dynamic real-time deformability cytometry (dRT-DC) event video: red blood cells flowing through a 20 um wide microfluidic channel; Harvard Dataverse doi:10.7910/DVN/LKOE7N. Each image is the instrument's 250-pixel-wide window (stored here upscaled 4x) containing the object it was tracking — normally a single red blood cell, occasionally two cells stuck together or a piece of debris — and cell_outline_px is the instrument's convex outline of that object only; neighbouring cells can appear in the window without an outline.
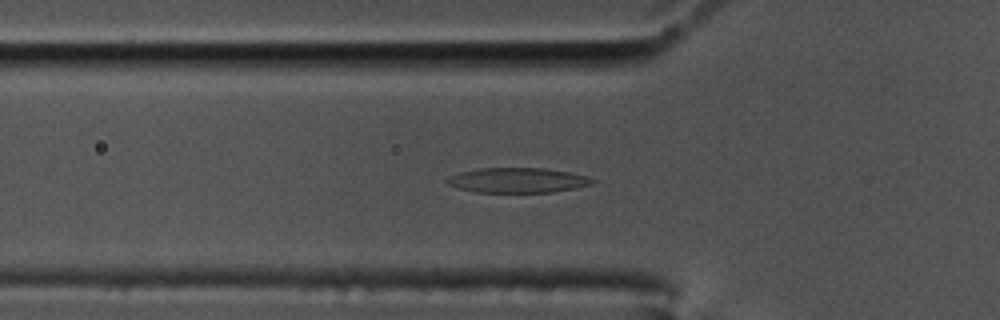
{"species": "common noctule bat (a hibernating species)", "species_latin": "Nyctalus noctula", "temperature_condition": "cold", "stored_images_in_passage": 58, "camera_frame_rate_fps": 3000, "um_per_image_px": 0.085, "animal": {"sex": "male", "body_mass_g": 17.5, "forearm_length_mm": 52.3}, "frame": {"image": 1, "passage_image": 19, "time_ms": 6.0, "image_size_px": [1000, 320], "cell_outline_px": [[596, 180], [592, 184], [576, 188], [552, 192], [472, 192], [448, 184], [444, 180], [448, 176], [460, 172], [480, 168], [544, 168], [568, 172], [588, 176]], "centroid_in_image_um": [43.99, 15.32], "position_along_channel_um": 81.8, "area_um2": 21.15}}
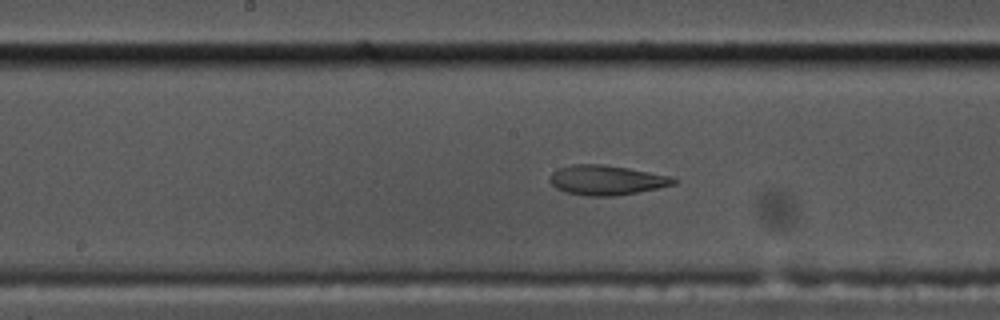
{"frame": {"image": 2, "passage_image": 29, "time_ms": 9.333, "image_size_px": [1000, 320], "cell_outline_px": [[680, 180], [676, 184], [636, 192], [612, 196], [588, 196], [564, 192], [556, 188], [548, 180], [552, 172], [556, 168], [572, 164], [600, 164], [628, 168], [672, 176]], "centroid_in_image_um": [51.53, 15.3], "position_along_channel_um": 196.7, "area_um2": 21.56}}
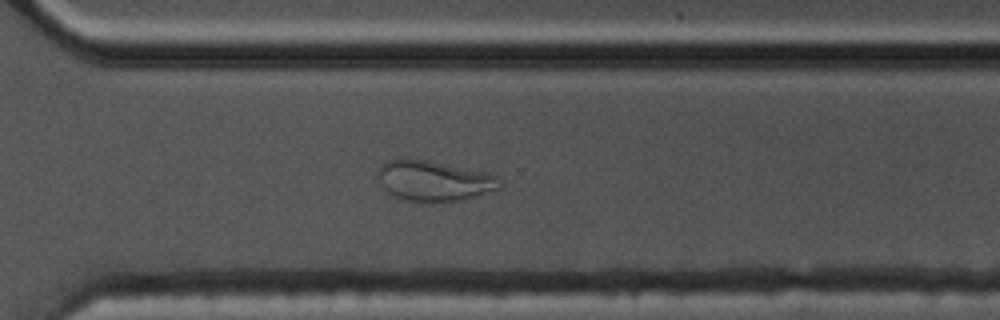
{"frame": {"image": 3, "passage_image": 41, "time_ms": 13.333, "image_size_px": [1000, 320], "cell_outline_px": [[500, 188], [464, 200], [440, 204], [404, 200], [388, 192], [376, 180], [376, 168], [380, 164], [388, 160], [428, 160], [484, 172], [496, 176], [500, 184]], "centroid_in_image_um": [36.83, 15.4], "position_along_channel_um": 333.8, "area_um2": 28.96}, "authors_computed_cell_mechanics": {"area_um2": 21.5594, "velocity_mm_per_s": 3.4362, "shape_relaxation_time_tau1_ms": null, "shape_relaxation_time_tau2_ms": 1.4188, "deformation_change_tau1": null, "deformation_change_tau2": 0.0807}}